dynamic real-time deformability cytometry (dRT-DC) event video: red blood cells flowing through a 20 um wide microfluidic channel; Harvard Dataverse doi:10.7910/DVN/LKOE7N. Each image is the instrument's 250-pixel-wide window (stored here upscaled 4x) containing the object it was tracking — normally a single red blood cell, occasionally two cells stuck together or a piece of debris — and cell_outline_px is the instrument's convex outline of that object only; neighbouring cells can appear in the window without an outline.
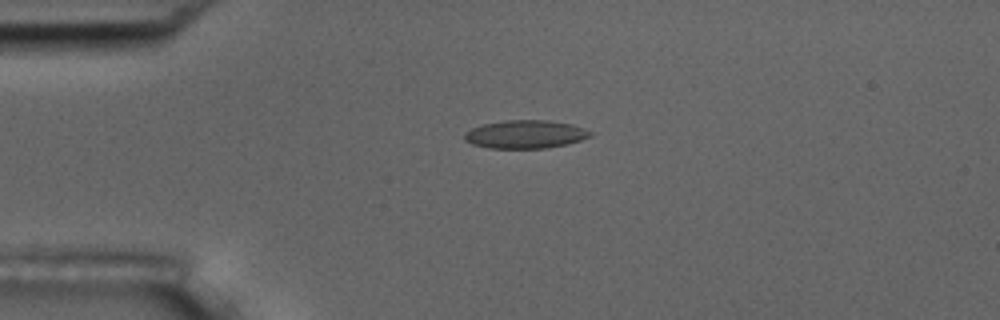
{"species": "common noctule bat (a hibernating species)", "species_latin": "Nyctalus noctula", "temperature_condition": "room temperature", "stored_images_in_passage": 3, "camera_frame_rate_fps": 3000, "um_per_image_px": 0.085, "animal": {"sex": "male", "body_mass_g": 17.5, "forearm_length_mm": 52.3}, "frame": {"image": 1, "passage_image": 2, "time_ms": 1.333, "image_size_px": [1000, 320], "cell_outline_px": [[592, 136], [568, 144], [548, 148], [488, 148], [472, 144], [464, 140], [464, 132], [472, 128], [484, 124], [504, 120], [548, 120], [572, 124], [584, 128], [592, 132]], "centroid_in_image_um": [44.66, 11.41], "position_along_channel_um": 40.3, "area_um2": 20.81}}